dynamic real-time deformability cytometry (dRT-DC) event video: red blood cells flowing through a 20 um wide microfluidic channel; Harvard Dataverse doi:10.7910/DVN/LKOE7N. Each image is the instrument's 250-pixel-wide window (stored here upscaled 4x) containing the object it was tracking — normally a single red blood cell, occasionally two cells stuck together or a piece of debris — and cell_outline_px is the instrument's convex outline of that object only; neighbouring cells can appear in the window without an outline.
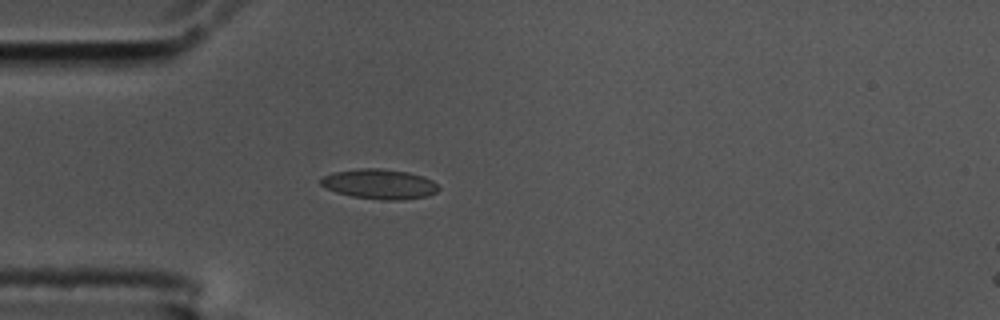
{"species": "common noctule bat (a hibernating species)", "species_latin": "Nyctalus noctula", "temperature_condition": "cold", "stored_images_in_passage": 41, "camera_frame_rate_fps": 3000, "um_per_image_px": 0.085, "animal": {"sex": "male", "body_mass_g": 17.5, "forearm_length_mm": 52.3}, "frame": {"image": 1, "passage_image": 1, "time_ms": 0.0, "image_size_px": [1000, 320], "cell_outline_px": [[440, 188], [436, 192], [428, 196], [404, 200], [380, 200], [352, 196], [336, 192], [320, 184], [320, 180], [324, 176], [332, 172], [360, 168], [380, 168], [408, 172], [424, 176], [432, 180]], "centroid_in_image_um": [32.28, 15.64], "position_along_channel_um": 52.7, "area_um2": 20.63}}
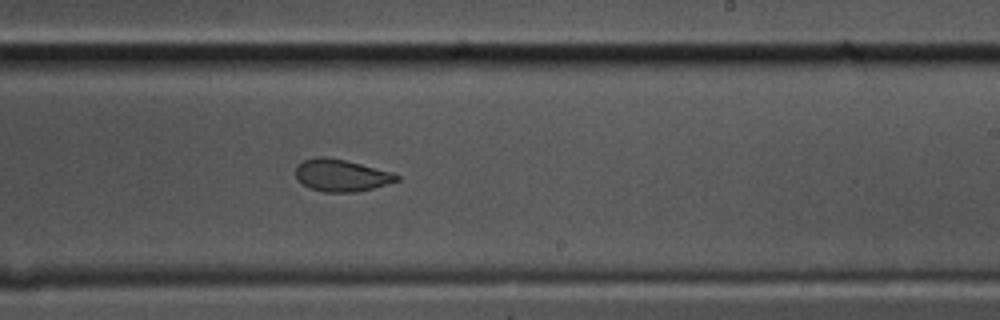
{"frame": {"image": 2, "passage_image": 19, "time_ms": 6.0, "image_size_px": [1000, 320], "cell_outline_px": [[400, 180], [388, 184], [356, 192], [324, 192], [308, 188], [296, 176], [296, 168], [304, 160], [316, 156], [324, 156], [344, 160], [392, 172], [400, 176]], "centroid_in_image_um": [29.03, 14.91], "position_along_channel_um": 260.0, "area_um2": 18.73}}
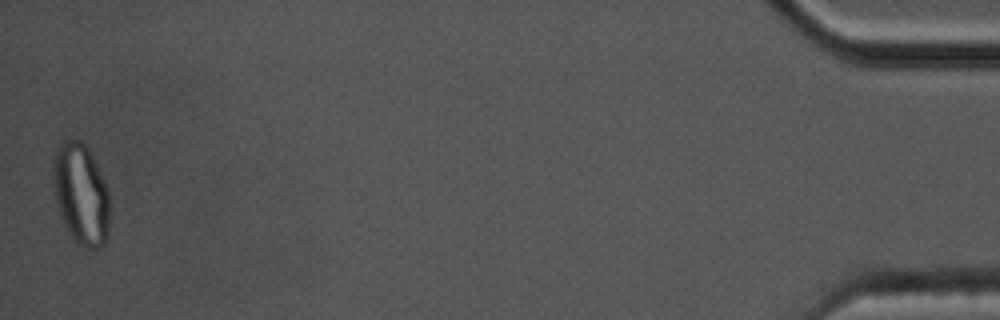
{"frame": {"image": 3, "passage_image": 41, "time_ms": 13.333, "image_size_px": [1000, 320], "cell_outline_px": [[108, 240], [100, 248], [84, 248], [76, 244], [64, 228], [56, 204], [52, 176], [52, 164], [56, 148], [60, 140], [80, 140], [88, 148], [92, 156], [108, 192]], "centroid_in_image_um": [6.83, 16.53], "position_along_channel_um": 428.4, "area_um2": 33.7}, "authors_computed_cell_mechanics": {"area_um2": 19.8832, "velocity_mm_per_s": 3.5762, "shape_relaxation_time_tau1_ms": null, "shape_relaxation_time_tau2_ms": 1.4194, "deformation_change_tau1": null, "deformation_change_tau2": 0.0594}}